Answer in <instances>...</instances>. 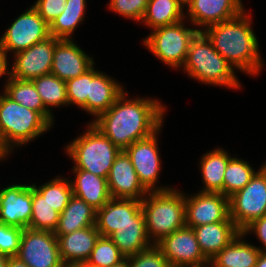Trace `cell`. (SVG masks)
Segmentation results:
<instances>
[{
    "mask_svg": "<svg viewBox=\"0 0 266 267\" xmlns=\"http://www.w3.org/2000/svg\"><path fill=\"white\" fill-rule=\"evenodd\" d=\"M124 91L116 102L91 122L121 151L146 138L163 125L166 107L157 99L126 98Z\"/></svg>",
    "mask_w": 266,
    "mask_h": 267,
    "instance_id": "cell-1",
    "label": "cell"
},
{
    "mask_svg": "<svg viewBox=\"0 0 266 267\" xmlns=\"http://www.w3.org/2000/svg\"><path fill=\"white\" fill-rule=\"evenodd\" d=\"M247 14L250 13L244 10L232 19L208 26L202 32L235 70L258 76L264 62L258 39L251 27V16Z\"/></svg>",
    "mask_w": 266,
    "mask_h": 267,
    "instance_id": "cell-2",
    "label": "cell"
},
{
    "mask_svg": "<svg viewBox=\"0 0 266 267\" xmlns=\"http://www.w3.org/2000/svg\"><path fill=\"white\" fill-rule=\"evenodd\" d=\"M0 94V159L16 147L36 139L52 127L37 111ZM12 150V151H11Z\"/></svg>",
    "mask_w": 266,
    "mask_h": 267,
    "instance_id": "cell-3",
    "label": "cell"
},
{
    "mask_svg": "<svg viewBox=\"0 0 266 267\" xmlns=\"http://www.w3.org/2000/svg\"><path fill=\"white\" fill-rule=\"evenodd\" d=\"M182 67L189 77L207 85L228 87L233 90L241 87L235 69L215 50L202 31L191 40Z\"/></svg>",
    "mask_w": 266,
    "mask_h": 267,
    "instance_id": "cell-4",
    "label": "cell"
},
{
    "mask_svg": "<svg viewBox=\"0 0 266 267\" xmlns=\"http://www.w3.org/2000/svg\"><path fill=\"white\" fill-rule=\"evenodd\" d=\"M148 237L153 244L186 226L185 193L175 188L148 192L141 200Z\"/></svg>",
    "mask_w": 266,
    "mask_h": 267,
    "instance_id": "cell-5",
    "label": "cell"
},
{
    "mask_svg": "<svg viewBox=\"0 0 266 267\" xmlns=\"http://www.w3.org/2000/svg\"><path fill=\"white\" fill-rule=\"evenodd\" d=\"M66 154L82 169L108 178L113 162L121 150L91 122L85 133L66 145Z\"/></svg>",
    "mask_w": 266,
    "mask_h": 267,
    "instance_id": "cell-6",
    "label": "cell"
},
{
    "mask_svg": "<svg viewBox=\"0 0 266 267\" xmlns=\"http://www.w3.org/2000/svg\"><path fill=\"white\" fill-rule=\"evenodd\" d=\"M185 20L163 27L155 28L143 40L144 46L155 57L174 69L185 63L189 45L198 29L185 27Z\"/></svg>",
    "mask_w": 266,
    "mask_h": 267,
    "instance_id": "cell-7",
    "label": "cell"
},
{
    "mask_svg": "<svg viewBox=\"0 0 266 267\" xmlns=\"http://www.w3.org/2000/svg\"><path fill=\"white\" fill-rule=\"evenodd\" d=\"M229 215L241 232L266 215V179L260 171L257 170L243 189L229 197Z\"/></svg>",
    "mask_w": 266,
    "mask_h": 267,
    "instance_id": "cell-8",
    "label": "cell"
},
{
    "mask_svg": "<svg viewBox=\"0 0 266 267\" xmlns=\"http://www.w3.org/2000/svg\"><path fill=\"white\" fill-rule=\"evenodd\" d=\"M48 37H50L49 25L31 6L6 29L0 38V47L6 54L9 51L15 54Z\"/></svg>",
    "mask_w": 266,
    "mask_h": 267,
    "instance_id": "cell-9",
    "label": "cell"
},
{
    "mask_svg": "<svg viewBox=\"0 0 266 267\" xmlns=\"http://www.w3.org/2000/svg\"><path fill=\"white\" fill-rule=\"evenodd\" d=\"M16 256L29 267H65L52 231L24 228Z\"/></svg>",
    "mask_w": 266,
    "mask_h": 267,
    "instance_id": "cell-10",
    "label": "cell"
},
{
    "mask_svg": "<svg viewBox=\"0 0 266 267\" xmlns=\"http://www.w3.org/2000/svg\"><path fill=\"white\" fill-rule=\"evenodd\" d=\"M160 131L161 127L152 135L134 142L124 150L135 168L140 183L148 192L172 189L169 186L164 187L156 184L162 166L157 140Z\"/></svg>",
    "mask_w": 266,
    "mask_h": 267,
    "instance_id": "cell-11",
    "label": "cell"
},
{
    "mask_svg": "<svg viewBox=\"0 0 266 267\" xmlns=\"http://www.w3.org/2000/svg\"><path fill=\"white\" fill-rule=\"evenodd\" d=\"M59 40L50 36L28 49L13 54L14 61L10 69V77L32 81L42 75L50 74L53 52Z\"/></svg>",
    "mask_w": 266,
    "mask_h": 267,
    "instance_id": "cell-12",
    "label": "cell"
},
{
    "mask_svg": "<svg viewBox=\"0 0 266 267\" xmlns=\"http://www.w3.org/2000/svg\"><path fill=\"white\" fill-rule=\"evenodd\" d=\"M186 227L193 228L220 221H232L229 215V197L221 193L198 192L185 194Z\"/></svg>",
    "mask_w": 266,
    "mask_h": 267,
    "instance_id": "cell-13",
    "label": "cell"
},
{
    "mask_svg": "<svg viewBox=\"0 0 266 267\" xmlns=\"http://www.w3.org/2000/svg\"><path fill=\"white\" fill-rule=\"evenodd\" d=\"M145 224L141 201L111 198L97 210L96 227L100 236L110 237L126 225Z\"/></svg>",
    "mask_w": 266,
    "mask_h": 267,
    "instance_id": "cell-14",
    "label": "cell"
},
{
    "mask_svg": "<svg viewBox=\"0 0 266 267\" xmlns=\"http://www.w3.org/2000/svg\"><path fill=\"white\" fill-rule=\"evenodd\" d=\"M156 245L170 266L200 265L209 260L203 255L193 228L184 227L164 236Z\"/></svg>",
    "mask_w": 266,
    "mask_h": 267,
    "instance_id": "cell-15",
    "label": "cell"
},
{
    "mask_svg": "<svg viewBox=\"0 0 266 267\" xmlns=\"http://www.w3.org/2000/svg\"><path fill=\"white\" fill-rule=\"evenodd\" d=\"M32 216V184H14L0 190V222L28 228Z\"/></svg>",
    "mask_w": 266,
    "mask_h": 267,
    "instance_id": "cell-16",
    "label": "cell"
},
{
    "mask_svg": "<svg viewBox=\"0 0 266 267\" xmlns=\"http://www.w3.org/2000/svg\"><path fill=\"white\" fill-rule=\"evenodd\" d=\"M184 4L189 23L199 26V31L232 19L245 10L241 0H184Z\"/></svg>",
    "mask_w": 266,
    "mask_h": 267,
    "instance_id": "cell-17",
    "label": "cell"
},
{
    "mask_svg": "<svg viewBox=\"0 0 266 267\" xmlns=\"http://www.w3.org/2000/svg\"><path fill=\"white\" fill-rule=\"evenodd\" d=\"M107 182L112 198L141 201L148 193L140 183L135 168L124 150L113 162Z\"/></svg>",
    "mask_w": 266,
    "mask_h": 267,
    "instance_id": "cell-18",
    "label": "cell"
},
{
    "mask_svg": "<svg viewBox=\"0 0 266 267\" xmlns=\"http://www.w3.org/2000/svg\"><path fill=\"white\" fill-rule=\"evenodd\" d=\"M72 39H60L53 52L51 74L63 81L84 74L94 64V59L87 55Z\"/></svg>",
    "mask_w": 266,
    "mask_h": 267,
    "instance_id": "cell-19",
    "label": "cell"
},
{
    "mask_svg": "<svg viewBox=\"0 0 266 267\" xmlns=\"http://www.w3.org/2000/svg\"><path fill=\"white\" fill-rule=\"evenodd\" d=\"M56 237L63 264L65 266H78L86 263L89 259L100 233L94 225Z\"/></svg>",
    "mask_w": 266,
    "mask_h": 267,
    "instance_id": "cell-20",
    "label": "cell"
},
{
    "mask_svg": "<svg viewBox=\"0 0 266 267\" xmlns=\"http://www.w3.org/2000/svg\"><path fill=\"white\" fill-rule=\"evenodd\" d=\"M92 66V80L89 82L87 113L95 119L106 112L125 91L123 85Z\"/></svg>",
    "mask_w": 266,
    "mask_h": 267,
    "instance_id": "cell-21",
    "label": "cell"
},
{
    "mask_svg": "<svg viewBox=\"0 0 266 267\" xmlns=\"http://www.w3.org/2000/svg\"><path fill=\"white\" fill-rule=\"evenodd\" d=\"M203 255L210 261L241 232L233 221L193 227Z\"/></svg>",
    "mask_w": 266,
    "mask_h": 267,
    "instance_id": "cell-22",
    "label": "cell"
},
{
    "mask_svg": "<svg viewBox=\"0 0 266 267\" xmlns=\"http://www.w3.org/2000/svg\"><path fill=\"white\" fill-rule=\"evenodd\" d=\"M72 171L75 174V179L70 180L73 195L83 199L96 210L102 208L112 198L106 178L82 169L72 168Z\"/></svg>",
    "mask_w": 266,
    "mask_h": 267,
    "instance_id": "cell-23",
    "label": "cell"
},
{
    "mask_svg": "<svg viewBox=\"0 0 266 267\" xmlns=\"http://www.w3.org/2000/svg\"><path fill=\"white\" fill-rule=\"evenodd\" d=\"M242 232L227 244L211 260L213 267H255L261 251L257 246L246 242ZM243 238V239H242Z\"/></svg>",
    "mask_w": 266,
    "mask_h": 267,
    "instance_id": "cell-24",
    "label": "cell"
},
{
    "mask_svg": "<svg viewBox=\"0 0 266 267\" xmlns=\"http://www.w3.org/2000/svg\"><path fill=\"white\" fill-rule=\"evenodd\" d=\"M97 210L83 199L73 195L59 215V223L54 231L56 236L67 235L74 231L96 225Z\"/></svg>",
    "mask_w": 266,
    "mask_h": 267,
    "instance_id": "cell-25",
    "label": "cell"
},
{
    "mask_svg": "<svg viewBox=\"0 0 266 267\" xmlns=\"http://www.w3.org/2000/svg\"><path fill=\"white\" fill-rule=\"evenodd\" d=\"M202 156L200 157L199 169L201 170L204 188L200 192L223 194L224 174L232 156L221 148L213 149Z\"/></svg>",
    "mask_w": 266,
    "mask_h": 267,
    "instance_id": "cell-26",
    "label": "cell"
},
{
    "mask_svg": "<svg viewBox=\"0 0 266 267\" xmlns=\"http://www.w3.org/2000/svg\"><path fill=\"white\" fill-rule=\"evenodd\" d=\"M7 82V83H6ZM4 93L13 101L22 106L37 111L51 126H53L54 116L45 106L31 80L14 79L9 76L6 79Z\"/></svg>",
    "mask_w": 266,
    "mask_h": 267,
    "instance_id": "cell-27",
    "label": "cell"
},
{
    "mask_svg": "<svg viewBox=\"0 0 266 267\" xmlns=\"http://www.w3.org/2000/svg\"><path fill=\"white\" fill-rule=\"evenodd\" d=\"M184 0H148L145 14L141 20L152 30L183 20Z\"/></svg>",
    "mask_w": 266,
    "mask_h": 267,
    "instance_id": "cell-28",
    "label": "cell"
},
{
    "mask_svg": "<svg viewBox=\"0 0 266 267\" xmlns=\"http://www.w3.org/2000/svg\"><path fill=\"white\" fill-rule=\"evenodd\" d=\"M86 3V0H67L64 11L49 25L50 36L73 39V32L85 19Z\"/></svg>",
    "mask_w": 266,
    "mask_h": 267,
    "instance_id": "cell-29",
    "label": "cell"
},
{
    "mask_svg": "<svg viewBox=\"0 0 266 267\" xmlns=\"http://www.w3.org/2000/svg\"><path fill=\"white\" fill-rule=\"evenodd\" d=\"M110 238L125 258L153 245L148 237L146 224L126 225L118 228Z\"/></svg>",
    "mask_w": 266,
    "mask_h": 267,
    "instance_id": "cell-30",
    "label": "cell"
},
{
    "mask_svg": "<svg viewBox=\"0 0 266 267\" xmlns=\"http://www.w3.org/2000/svg\"><path fill=\"white\" fill-rule=\"evenodd\" d=\"M44 106L50 111V107L69 105L66 92V81L53 74L42 75L32 80Z\"/></svg>",
    "mask_w": 266,
    "mask_h": 267,
    "instance_id": "cell-31",
    "label": "cell"
},
{
    "mask_svg": "<svg viewBox=\"0 0 266 267\" xmlns=\"http://www.w3.org/2000/svg\"><path fill=\"white\" fill-rule=\"evenodd\" d=\"M256 173L249 162L232 157L224 174L223 195L230 197L236 191L243 189Z\"/></svg>",
    "mask_w": 266,
    "mask_h": 267,
    "instance_id": "cell-32",
    "label": "cell"
},
{
    "mask_svg": "<svg viewBox=\"0 0 266 267\" xmlns=\"http://www.w3.org/2000/svg\"><path fill=\"white\" fill-rule=\"evenodd\" d=\"M32 186L45 198L52 208L59 214L68 205L71 197L73 196L72 185L70 179L57 176L56 178L44 183V185Z\"/></svg>",
    "mask_w": 266,
    "mask_h": 267,
    "instance_id": "cell-33",
    "label": "cell"
},
{
    "mask_svg": "<svg viewBox=\"0 0 266 267\" xmlns=\"http://www.w3.org/2000/svg\"><path fill=\"white\" fill-rule=\"evenodd\" d=\"M59 215L32 186V216L28 228L54 232L59 223Z\"/></svg>",
    "mask_w": 266,
    "mask_h": 267,
    "instance_id": "cell-34",
    "label": "cell"
},
{
    "mask_svg": "<svg viewBox=\"0 0 266 267\" xmlns=\"http://www.w3.org/2000/svg\"><path fill=\"white\" fill-rule=\"evenodd\" d=\"M124 259V255L110 237L100 236L89 259L84 264L92 267H111Z\"/></svg>",
    "mask_w": 266,
    "mask_h": 267,
    "instance_id": "cell-35",
    "label": "cell"
},
{
    "mask_svg": "<svg viewBox=\"0 0 266 267\" xmlns=\"http://www.w3.org/2000/svg\"><path fill=\"white\" fill-rule=\"evenodd\" d=\"M92 80V67L84 74L66 81V92L69 105L75 104L87 112L89 82Z\"/></svg>",
    "mask_w": 266,
    "mask_h": 267,
    "instance_id": "cell-36",
    "label": "cell"
},
{
    "mask_svg": "<svg viewBox=\"0 0 266 267\" xmlns=\"http://www.w3.org/2000/svg\"><path fill=\"white\" fill-rule=\"evenodd\" d=\"M127 258L129 267H171L156 244Z\"/></svg>",
    "mask_w": 266,
    "mask_h": 267,
    "instance_id": "cell-37",
    "label": "cell"
},
{
    "mask_svg": "<svg viewBox=\"0 0 266 267\" xmlns=\"http://www.w3.org/2000/svg\"><path fill=\"white\" fill-rule=\"evenodd\" d=\"M147 3L148 0H111L108 8L125 18L141 23Z\"/></svg>",
    "mask_w": 266,
    "mask_h": 267,
    "instance_id": "cell-38",
    "label": "cell"
},
{
    "mask_svg": "<svg viewBox=\"0 0 266 267\" xmlns=\"http://www.w3.org/2000/svg\"><path fill=\"white\" fill-rule=\"evenodd\" d=\"M22 231V228L0 222V253L8 257L16 256L20 247Z\"/></svg>",
    "mask_w": 266,
    "mask_h": 267,
    "instance_id": "cell-39",
    "label": "cell"
},
{
    "mask_svg": "<svg viewBox=\"0 0 266 267\" xmlns=\"http://www.w3.org/2000/svg\"><path fill=\"white\" fill-rule=\"evenodd\" d=\"M67 0H37L32 6L44 21L50 25L65 9Z\"/></svg>",
    "mask_w": 266,
    "mask_h": 267,
    "instance_id": "cell-40",
    "label": "cell"
},
{
    "mask_svg": "<svg viewBox=\"0 0 266 267\" xmlns=\"http://www.w3.org/2000/svg\"><path fill=\"white\" fill-rule=\"evenodd\" d=\"M254 232V233H253ZM246 236L250 233L255 234L263 247H258L261 252H266V215L254 220L243 231Z\"/></svg>",
    "mask_w": 266,
    "mask_h": 267,
    "instance_id": "cell-41",
    "label": "cell"
},
{
    "mask_svg": "<svg viewBox=\"0 0 266 267\" xmlns=\"http://www.w3.org/2000/svg\"><path fill=\"white\" fill-rule=\"evenodd\" d=\"M7 54L0 47V78L3 75H7V78L10 76V70L8 69L9 62L7 61Z\"/></svg>",
    "mask_w": 266,
    "mask_h": 267,
    "instance_id": "cell-42",
    "label": "cell"
},
{
    "mask_svg": "<svg viewBox=\"0 0 266 267\" xmlns=\"http://www.w3.org/2000/svg\"><path fill=\"white\" fill-rule=\"evenodd\" d=\"M6 267H29L26 263L20 260L17 256L9 257Z\"/></svg>",
    "mask_w": 266,
    "mask_h": 267,
    "instance_id": "cell-43",
    "label": "cell"
},
{
    "mask_svg": "<svg viewBox=\"0 0 266 267\" xmlns=\"http://www.w3.org/2000/svg\"><path fill=\"white\" fill-rule=\"evenodd\" d=\"M255 267H266V252H261Z\"/></svg>",
    "mask_w": 266,
    "mask_h": 267,
    "instance_id": "cell-44",
    "label": "cell"
},
{
    "mask_svg": "<svg viewBox=\"0 0 266 267\" xmlns=\"http://www.w3.org/2000/svg\"><path fill=\"white\" fill-rule=\"evenodd\" d=\"M172 267H213L211 262L208 261L204 264H200V265H181V266H172Z\"/></svg>",
    "mask_w": 266,
    "mask_h": 267,
    "instance_id": "cell-45",
    "label": "cell"
},
{
    "mask_svg": "<svg viewBox=\"0 0 266 267\" xmlns=\"http://www.w3.org/2000/svg\"><path fill=\"white\" fill-rule=\"evenodd\" d=\"M9 257L0 253V267H6Z\"/></svg>",
    "mask_w": 266,
    "mask_h": 267,
    "instance_id": "cell-46",
    "label": "cell"
},
{
    "mask_svg": "<svg viewBox=\"0 0 266 267\" xmlns=\"http://www.w3.org/2000/svg\"><path fill=\"white\" fill-rule=\"evenodd\" d=\"M111 267H129L128 258H125L118 264L112 265Z\"/></svg>",
    "mask_w": 266,
    "mask_h": 267,
    "instance_id": "cell-47",
    "label": "cell"
},
{
    "mask_svg": "<svg viewBox=\"0 0 266 267\" xmlns=\"http://www.w3.org/2000/svg\"><path fill=\"white\" fill-rule=\"evenodd\" d=\"M259 171L263 174L266 179V162L259 168Z\"/></svg>",
    "mask_w": 266,
    "mask_h": 267,
    "instance_id": "cell-48",
    "label": "cell"
},
{
    "mask_svg": "<svg viewBox=\"0 0 266 267\" xmlns=\"http://www.w3.org/2000/svg\"><path fill=\"white\" fill-rule=\"evenodd\" d=\"M65 267H92V266H88V265H85V264H80L78 266H65Z\"/></svg>",
    "mask_w": 266,
    "mask_h": 267,
    "instance_id": "cell-49",
    "label": "cell"
}]
</instances>
